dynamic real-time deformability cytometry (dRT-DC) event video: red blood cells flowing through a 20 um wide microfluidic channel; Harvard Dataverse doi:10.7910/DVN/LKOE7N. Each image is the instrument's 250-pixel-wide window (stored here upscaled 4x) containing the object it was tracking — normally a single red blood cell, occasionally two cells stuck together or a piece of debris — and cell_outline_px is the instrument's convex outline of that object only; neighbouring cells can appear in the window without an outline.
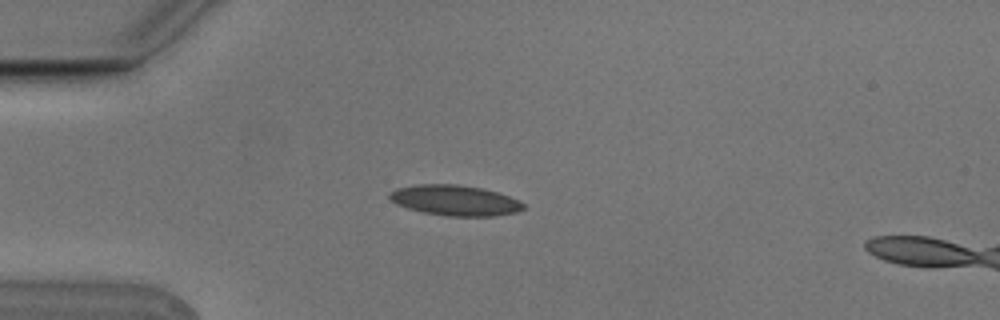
{"species": "Egyptian fruit bat (a non-hibernating species)", "species_latin": "Rousettus aegyptiacus", "temperature_condition": "cold", "stored_images_in_passage": 7, "camera_frame_rate_fps": 3000, "um_per_image_px": 0.085, "animal": {"sex": "male"}, "frame": {"image": 1, "passage_image": 5, "time_ms": 1.333, "image_size_px": [1000, 320], "cell_outline_px": [[524, 208], [516, 212], [492, 216], [448, 216], [424, 212], [408, 208], [396, 204], [388, 196], [388, 192], [396, 188], [416, 184], [460, 184], [480, 188], [496, 192], [508, 196], [524, 204]], "centroid_in_image_um": [38.62, 17.02], "position_along_channel_um": 46.4, "area_um2": 23.58}}
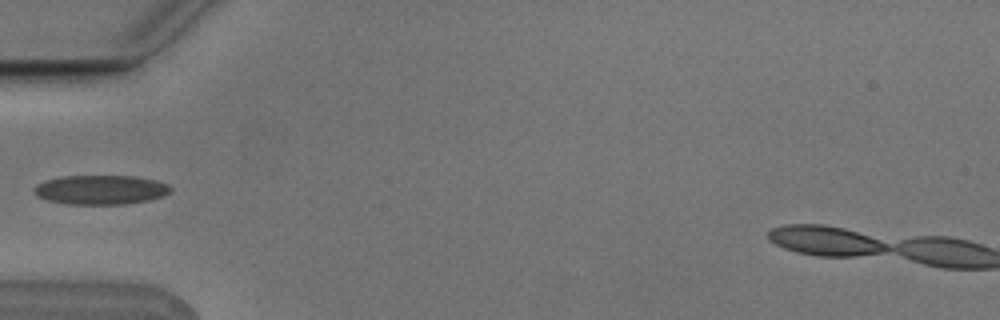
{"frame": {"image": 2, "passage_image": 6, "time_ms": 1.667, "image_size_px": [1000, 320], "cell_outline_px": [[172, 192], [164, 196], [148, 200], [124, 204], [68, 204], [48, 200], [36, 196], [32, 192], [32, 188], [36, 184], [44, 180], [60, 176], [136, 176], [156, 180], [168, 184], [172, 188]], "centroid_in_image_um": [8.54, 16.12], "position_along_channel_um": 76.5, "area_um2": 23.64}}